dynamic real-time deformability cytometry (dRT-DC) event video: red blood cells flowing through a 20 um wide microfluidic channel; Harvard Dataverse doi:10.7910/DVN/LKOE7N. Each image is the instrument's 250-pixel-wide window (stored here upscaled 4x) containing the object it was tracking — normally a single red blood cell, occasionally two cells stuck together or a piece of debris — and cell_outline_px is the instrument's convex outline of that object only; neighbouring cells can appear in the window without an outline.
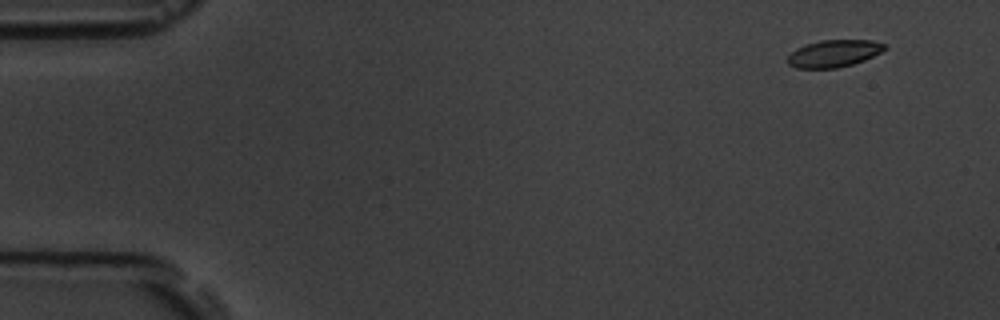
{"species": "common noctule bat (a hibernating species)", "species_latin": "Nyctalus noctula", "temperature_condition": "room temperature", "stored_images_in_passage": 10, "camera_frame_rate_fps": 3000, "um_per_image_px": 0.085, "animal": {"sex": "male", "body_mass_g": 19.5, "forearm_length_mm": 54.6}, "frame": {"image": 1, "passage_image": 1, "time_ms": 0.0, "image_size_px": [1000, 320], "cell_outline_px": [[888, 48], [864, 60], [852, 64], [836, 68], [796, 68], [788, 64], [788, 56], [796, 48], [820, 40], [872, 40], [884, 44]], "centroid_in_image_um": [70.87, 4.54], "position_along_channel_um": 14.1, "area_um2": 15.2}}
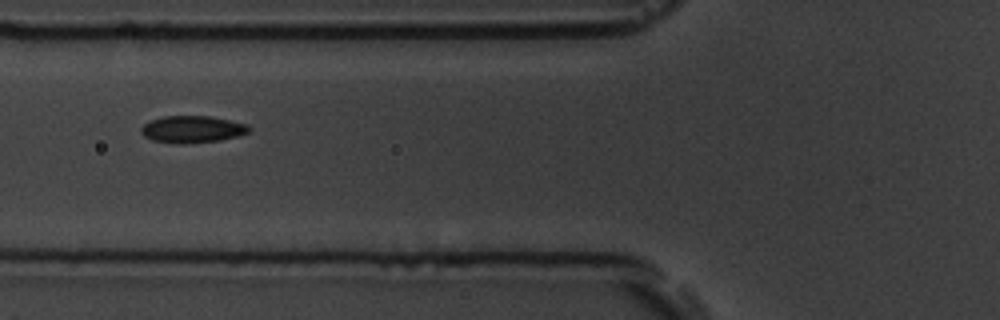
{"frame": {"image": 2, "passage_image": 6, "time_ms": 6.0, "image_size_px": [1000, 320], "cell_outline_px": [[252, 128], [248, 132], [236, 136], [220, 140], [152, 140], [144, 136], [140, 132], [140, 128], [144, 124], [152, 120], [164, 116], [212, 116], [248, 124]], "centroid_in_image_um": [16.39, 10.92], "position_along_channel_um": 109.4, "area_um2": 15.95}}
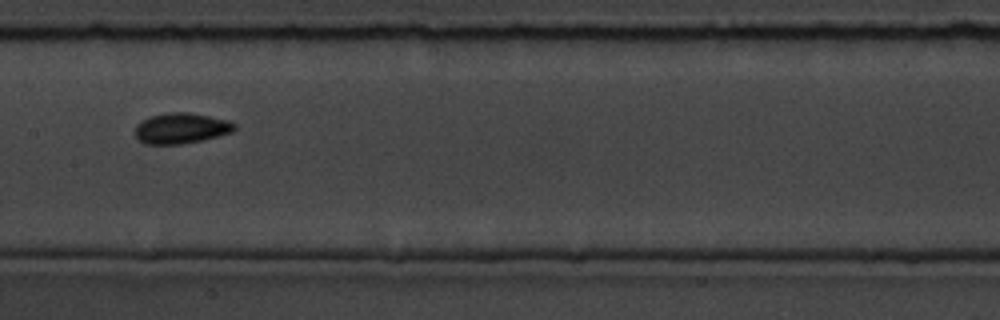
{"frame": {"image": 3, "passage_image": 8, "time_ms": 8.333, "image_size_px": [1000, 320], "cell_outline_px": [[236, 128], [232, 132], [200, 140], [180, 144], [144, 144], [136, 136], [136, 124], [140, 120], [148, 116], [168, 112], [188, 112], [228, 120], [236, 124]], "centroid_in_image_um": [15.36, 10.89], "position_along_channel_um": 192.0, "area_um2": 17.69}}